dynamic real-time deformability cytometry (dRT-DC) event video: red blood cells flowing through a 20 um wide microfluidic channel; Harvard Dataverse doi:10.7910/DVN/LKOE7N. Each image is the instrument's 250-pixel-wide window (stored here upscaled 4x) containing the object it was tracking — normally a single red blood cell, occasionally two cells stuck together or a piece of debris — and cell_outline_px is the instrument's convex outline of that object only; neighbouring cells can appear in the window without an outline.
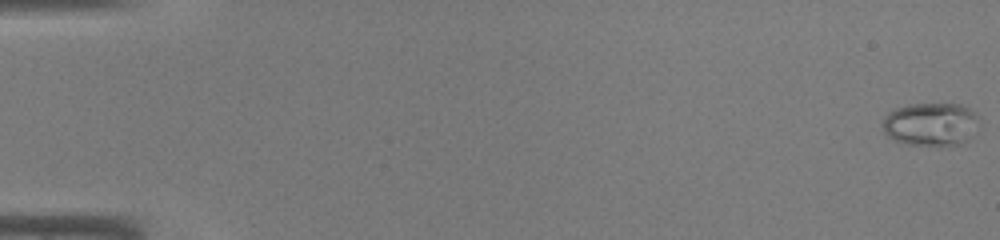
{"species": "common noctule bat (a hibernating species)", "species_latin": "Nyctalus noctula", "temperature_condition": "warm", "stored_images_in_passage": 47, "camera_frame_rate_fps": 3000, "um_per_image_px": 0.085, "animal": {"sex": "male", "body_mass_g": 19.0, "forearm_length_mm": 50.8}, "frame": {"image": 1, "passage_image": 1, "time_ms": 0.0, "image_size_px": [1000, 240], "cell_outline_px": [[976, 116], [972, 136], [968, 140], [960, 144], [908, 144], [896, 140], [888, 136], [884, 132], [884, 120], [888, 112], [896, 108], [908, 104], [960, 104], [968, 108]], "centroid_in_image_um": [79.08, 10.54], "position_along_channel_um": 5.9, "area_um2": 23.52}}
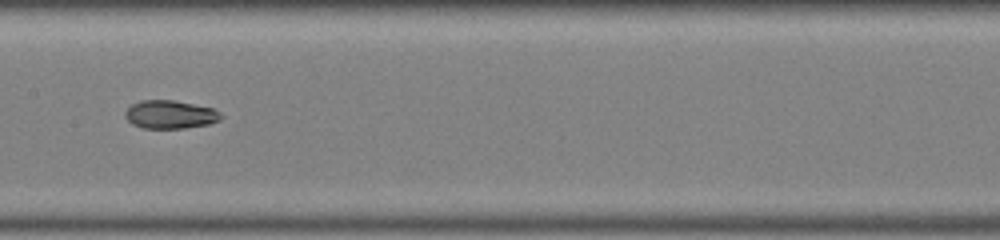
{"frame": {"image": 2, "passage_image": 25, "time_ms": 8.0, "image_size_px": [1000, 240], "cell_outline_px": [[224, 116], [220, 120], [208, 124], [184, 128], [144, 128], [132, 124], [124, 116], [124, 112], [132, 104], [140, 100], [172, 100], [212, 108], [220, 112]], "centroid_in_image_um": [14.45, 9.73], "position_along_channel_um": 192.9, "area_um2": 15.72}}
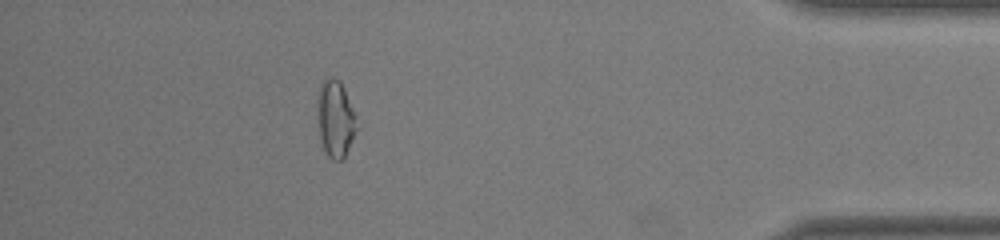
{"frame": {"image": 3, "passage_image": 42, "time_ms": 13.667, "image_size_px": [1000, 240], "cell_outline_px": [[356, 128], [352, 140], [344, 156], [340, 160], [332, 160], [324, 152], [320, 140], [320, 84], [324, 80], [332, 76], [340, 80], [344, 88], [356, 116]], "centroid_in_image_um": [28.54, 10.11], "position_along_channel_um": 406.7, "area_um2": 16.82}}